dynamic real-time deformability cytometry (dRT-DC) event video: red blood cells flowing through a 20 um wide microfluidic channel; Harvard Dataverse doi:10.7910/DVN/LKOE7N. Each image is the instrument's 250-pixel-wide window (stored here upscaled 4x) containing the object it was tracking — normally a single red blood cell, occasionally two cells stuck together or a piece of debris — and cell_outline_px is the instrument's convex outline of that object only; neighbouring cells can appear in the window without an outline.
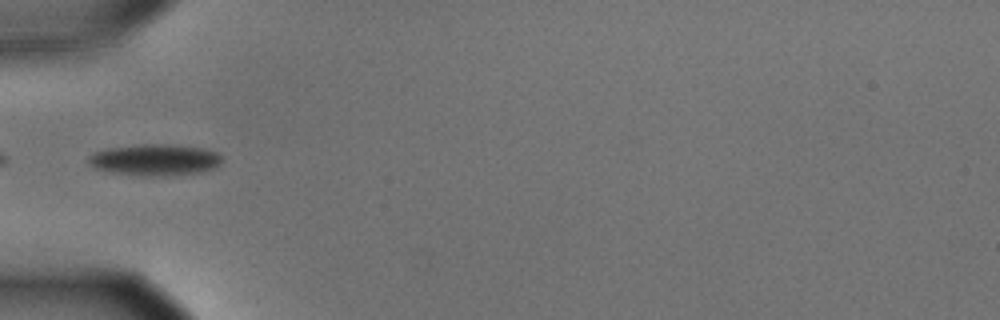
{"species": "common noctule bat (a hibernating species)", "species_latin": "Nyctalus noctula", "temperature_condition": "cold", "stored_images_in_passage": 38, "camera_frame_rate_fps": 3000, "um_per_image_px": 0.085, "animal": {"sex": "male", "body_mass_g": 15.6}, "frame": {"image": 1, "passage_image": 1, "time_ms": 0.0, "image_size_px": [1000, 320], "cell_outline_px": [[220, 164], [216, 168], [200, 172], [172, 176], [140, 176], [108, 172], [96, 168], [88, 160], [88, 156], [96, 152], [108, 148], [144, 144], [164, 144], [200, 148], [216, 152], [220, 156]], "centroid_in_image_um": [13.17, 13.61], "position_along_channel_um": 71.8, "area_um2": 24.33}}
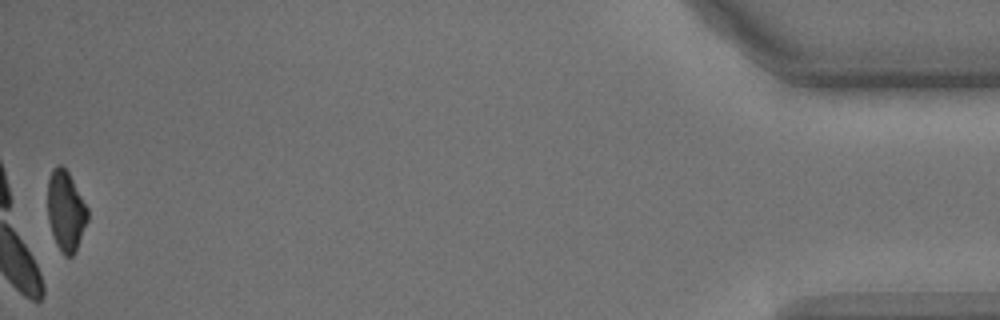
{"frame": {"image": 2, "passage_image": 38, "time_ms": 12.333, "image_size_px": [1000, 320], "cell_outline_px": [[88, 220], [76, 248], [72, 256], [64, 256], [60, 252], [56, 244], [48, 220], [48, 180], [52, 168], [56, 164], [60, 164], [68, 172], [88, 208]], "centroid_in_image_um": [5.58, 17.91], "position_along_channel_um": 429.6, "area_um2": 18.55}, "authors_computed_cell_mechanics": {"area_um2": 22.9466, "velocity_mm_per_s": 3.586, "shape_relaxation_time_tau1_ms": 1.914, "shape_relaxation_time_tau2_ms": null, "deformation_change_tau1": 0.1028, "deformation_change_tau2": null}}